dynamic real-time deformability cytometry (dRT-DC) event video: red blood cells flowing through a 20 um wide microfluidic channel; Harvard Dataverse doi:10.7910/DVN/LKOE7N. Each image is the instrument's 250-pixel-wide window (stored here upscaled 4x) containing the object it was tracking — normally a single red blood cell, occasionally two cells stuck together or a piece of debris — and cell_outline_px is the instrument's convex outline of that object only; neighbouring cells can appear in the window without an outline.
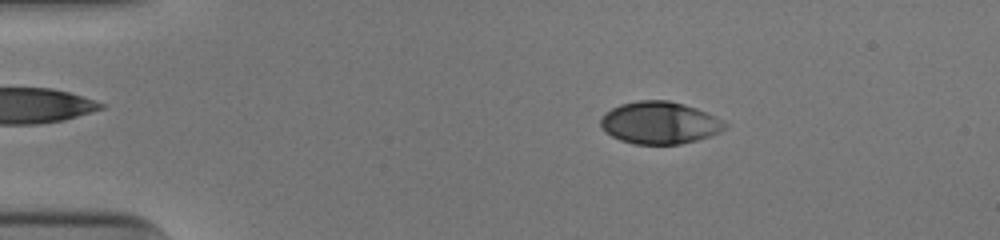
{"species": "human", "species_latin": "Homo sapiens", "temperature_condition": "cold", "stored_images_in_passage": 51, "camera_frame_rate_fps": 3000, "um_per_image_px": 0.085, "donor": {"sex": "male"}, "frame": {"image": 1, "passage_image": 9, "time_ms": 2.667, "image_size_px": [1000, 240], "cell_outline_px": [[728, 124], [720, 132], [696, 140], [680, 144], [636, 144], [620, 140], [604, 132], [600, 124], [600, 120], [604, 112], [620, 104], [640, 100], [668, 100], [684, 104], [696, 108]], "centroid_in_image_um": [56.01, 10.43], "position_along_channel_um": 29.0, "area_um2": 30.4}}
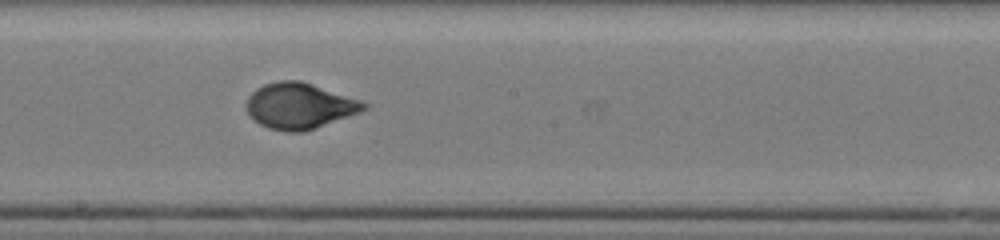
{"frame": {"image": 2, "passage_image": 29, "time_ms": 9.333, "image_size_px": [1000, 240], "cell_outline_px": [[368, 108], [360, 112], [316, 128], [304, 132], [288, 132], [268, 128], [260, 124], [248, 112], [248, 96], [256, 88], [264, 84], [280, 80], [300, 80], [360, 100], [368, 104]], "centroid_in_image_um": [25.47, 9.0], "position_along_channel_um": 222.7, "area_um2": 31.1}}
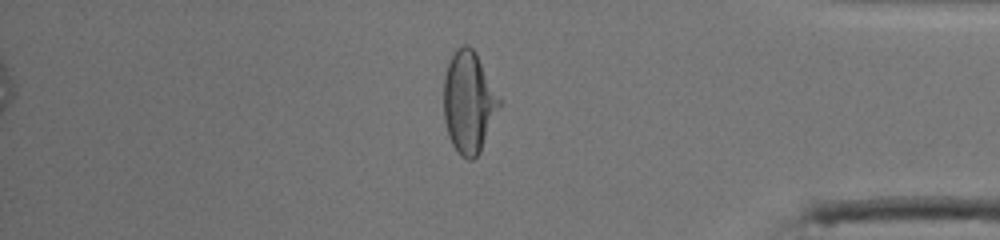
{"frame": {"image": 3, "passage_image": 44, "time_ms": 14.333, "image_size_px": [1000, 240], "cell_outline_px": [[500, 104], [480, 152], [472, 160], [468, 160], [460, 156], [452, 144], [448, 136], [444, 120], [444, 76], [448, 64], [456, 48], [464, 44], [468, 44], [476, 52], [500, 100]], "centroid_in_image_um": [39.81, 8.69], "position_along_channel_um": 395.4, "area_um2": 32.54}, "authors_computed_cell_mechanics": {"area_um2": 31.0964, "velocity_mm_per_s": 3.9397, "shape_relaxation_time_tau1_ms": 3.4126, "shape_relaxation_time_tau2_ms": null, "deformation_change_tau1": 0.182, "deformation_change_tau2": null}}